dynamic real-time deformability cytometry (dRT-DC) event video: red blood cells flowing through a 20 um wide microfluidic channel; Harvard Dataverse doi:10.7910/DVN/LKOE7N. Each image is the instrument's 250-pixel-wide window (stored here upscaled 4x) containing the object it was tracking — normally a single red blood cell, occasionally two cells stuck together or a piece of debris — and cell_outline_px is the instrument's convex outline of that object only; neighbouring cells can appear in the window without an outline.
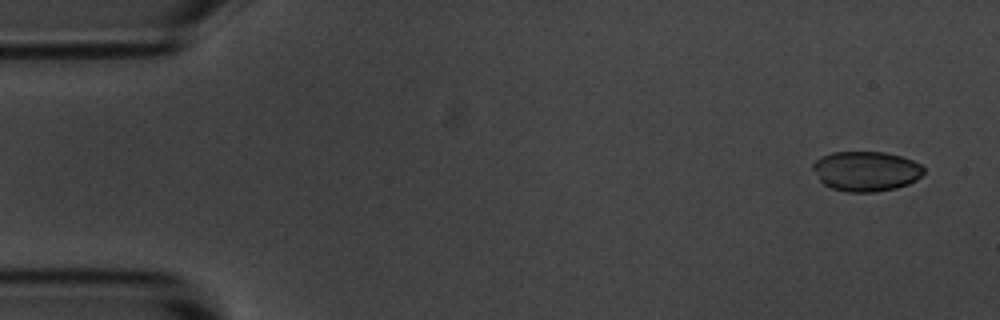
{"species": "common noctule bat (a hibernating species)", "species_latin": "Nyctalus noctula", "temperature_condition": "room temperature", "stored_images_in_passage": 5, "camera_frame_rate_fps": 3000, "um_per_image_px": 0.085, "animal": {"sex": "male", "body_mass_g": 20.1, "forearm_length_mm": 53.5}, "frame": {"image": 1, "passage_image": 1, "time_ms": 0.0, "image_size_px": [1000, 320], "cell_outline_px": [[924, 172], [916, 180], [908, 184], [896, 188], [876, 192], [844, 192], [832, 188], [824, 184], [820, 180], [812, 168], [812, 164], [820, 156], [832, 152], [884, 152], [900, 156], [912, 160], [920, 164], [924, 168]], "centroid_in_image_um": [73.6, 14.55], "position_along_channel_um": 11.4, "area_um2": 25.84}}
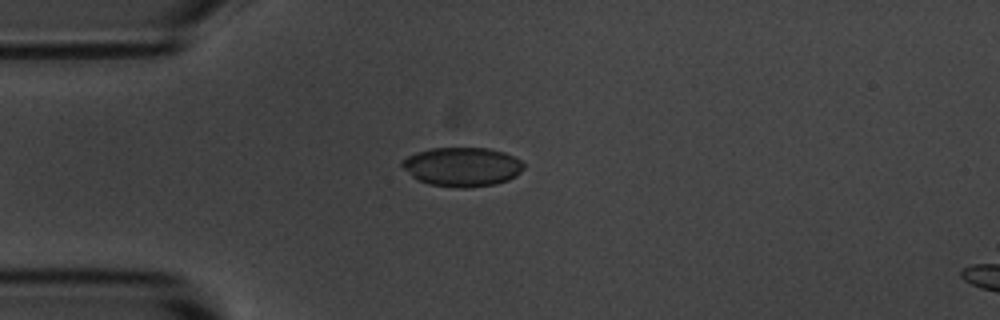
{"frame": {"image": 2, "passage_image": 4, "time_ms": 3.667, "image_size_px": [1000, 320], "cell_outline_px": [[524, 168], [516, 176], [508, 180], [496, 184], [468, 188], [460, 188], [428, 184], [412, 176], [400, 164], [400, 160], [416, 152], [432, 148], [488, 148], [504, 152], [520, 160], [524, 164]], "centroid_in_image_um": [39.29, 14.18], "position_along_channel_um": 45.7, "area_um2": 27.74}}